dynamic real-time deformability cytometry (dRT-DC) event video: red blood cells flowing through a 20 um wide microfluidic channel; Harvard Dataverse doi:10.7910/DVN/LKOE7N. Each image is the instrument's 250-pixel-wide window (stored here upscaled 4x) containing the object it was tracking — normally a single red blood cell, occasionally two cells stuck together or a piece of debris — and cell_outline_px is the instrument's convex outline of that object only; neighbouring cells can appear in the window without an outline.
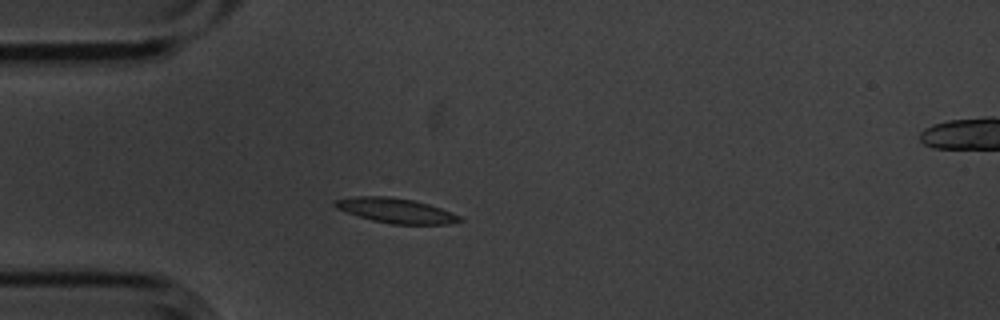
{"species": "common noctule bat (a hibernating species)", "species_latin": "Nyctalus noctula", "temperature_condition": "cold", "stored_images_in_passage": 5, "camera_frame_rate_fps": 3000, "um_per_image_px": 0.085, "animal": {"sex": "male", "body_mass_g": 20.1, "forearm_length_mm": 53.5}, "frame": {"image": 1, "passage_image": 3, "time_ms": 0.667, "image_size_px": [1000, 320], "cell_outline_px": [[464, 220], [448, 224], [388, 224], [372, 220], [336, 208], [332, 204], [332, 200], [356, 196], [392, 196], [412, 200], [428, 204], [452, 212], [460, 216]], "centroid_in_image_um": [33.63, 17.89], "position_along_channel_um": 51.4, "area_um2": 18.03}}
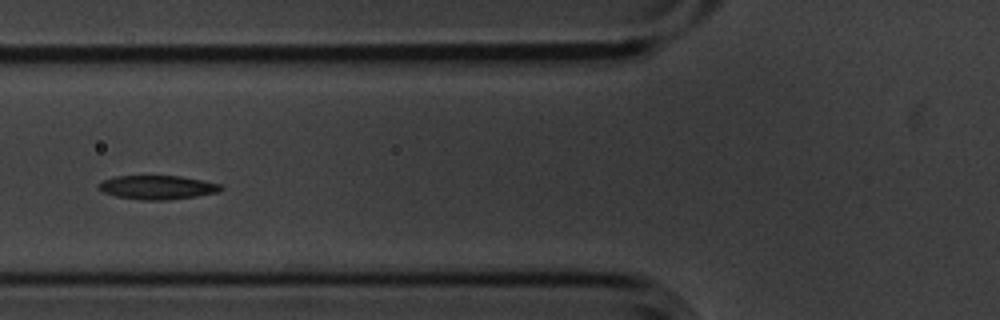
{"frame": {"image": 2, "passage_image": 5, "time_ms": 1.333, "image_size_px": [1000, 320], "cell_outline_px": [[224, 188], [220, 192], [196, 196], [168, 200], [140, 200], [116, 196], [104, 192], [96, 188], [96, 184], [104, 180], [116, 176], [180, 176], [204, 180], [220, 184]], "centroid_in_image_um": [13.38, 15.93], "position_along_channel_um": 112.4, "area_um2": 17.17}}